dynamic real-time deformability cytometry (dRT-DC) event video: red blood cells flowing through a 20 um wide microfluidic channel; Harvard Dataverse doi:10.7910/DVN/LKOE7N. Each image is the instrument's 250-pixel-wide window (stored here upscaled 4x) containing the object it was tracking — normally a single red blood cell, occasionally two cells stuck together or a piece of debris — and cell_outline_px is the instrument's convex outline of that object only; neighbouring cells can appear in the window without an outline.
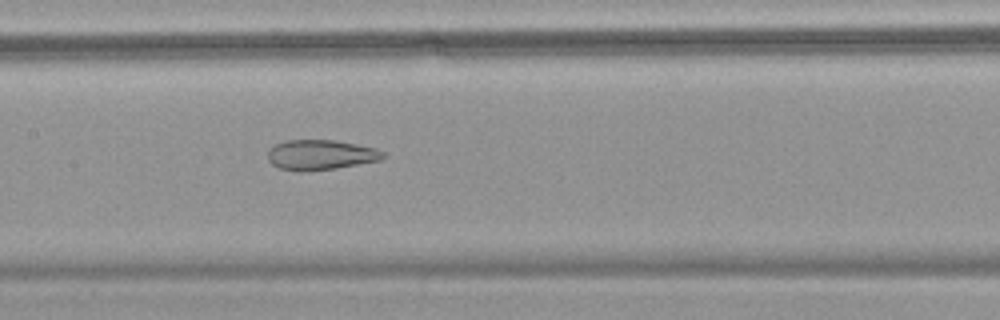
{"species": "common noctule bat (a hibernating species)", "species_latin": "Nyctalus noctula", "temperature_condition": "warm", "stored_images_in_passage": 57, "camera_frame_rate_fps": 3000, "um_per_image_px": 0.085, "animal": {"sex": "female", "body_mass_g": 18.4}, "frame": {"image": 1, "passage_image": 30, "time_ms": 9.667, "image_size_px": [1000, 320], "cell_outline_px": [[388, 156], [380, 160], [336, 168], [300, 172], [280, 168], [272, 164], [268, 160], [268, 148], [276, 144], [288, 140], [336, 140], [376, 148], [384, 152]], "centroid_in_image_um": [27.26, 13.16], "position_along_channel_um": 180.1, "area_um2": 20.29}}
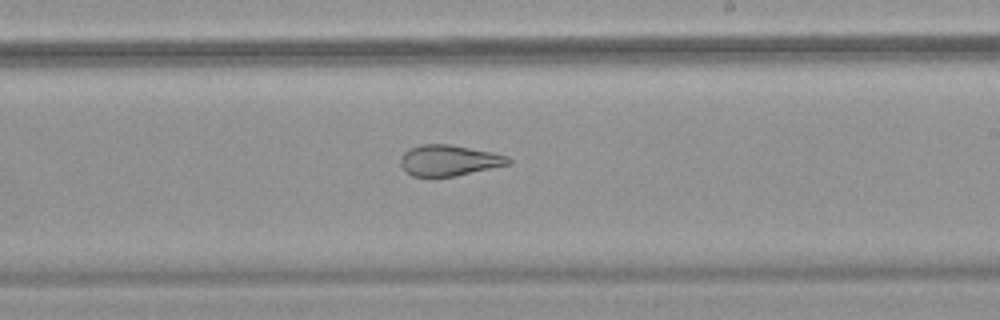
{"frame": {"image": 2, "passage_image": 36, "time_ms": 11.667, "image_size_px": [1000, 320], "cell_outline_px": [[512, 160], [508, 164], [456, 176], [412, 176], [400, 164], [400, 156], [408, 148], [420, 144], [448, 144], [492, 152], [508, 156]], "centroid_in_image_um": [38.14, 13.62], "position_along_channel_um": 250.9, "area_um2": 19.25}}
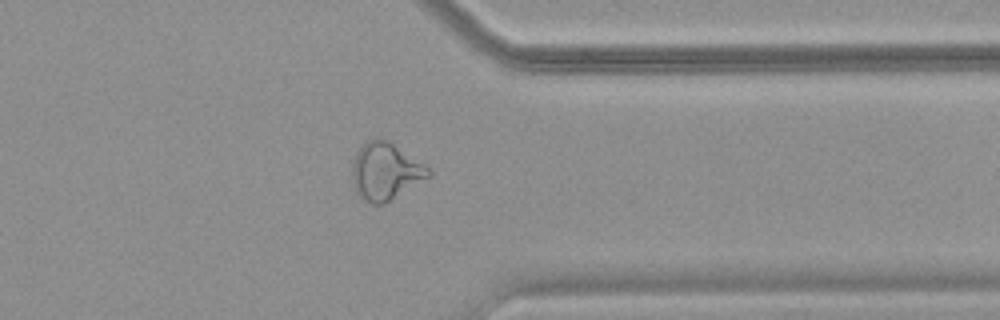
{"frame": {"image": 3, "passage_image": 47, "time_ms": 15.333, "image_size_px": [1000, 320], "cell_outline_px": [[432, 176], [384, 204], [372, 204], [364, 200], [356, 192], [352, 184], [352, 160], [356, 152], [368, 140], [376, 136], [380, 136], [388, 140], [424, 164], [432, 172]], "centroid_in_image_um": [32.75, 14.56], "position_along_channel_um": 378.6, "area_um2": 25.72}}